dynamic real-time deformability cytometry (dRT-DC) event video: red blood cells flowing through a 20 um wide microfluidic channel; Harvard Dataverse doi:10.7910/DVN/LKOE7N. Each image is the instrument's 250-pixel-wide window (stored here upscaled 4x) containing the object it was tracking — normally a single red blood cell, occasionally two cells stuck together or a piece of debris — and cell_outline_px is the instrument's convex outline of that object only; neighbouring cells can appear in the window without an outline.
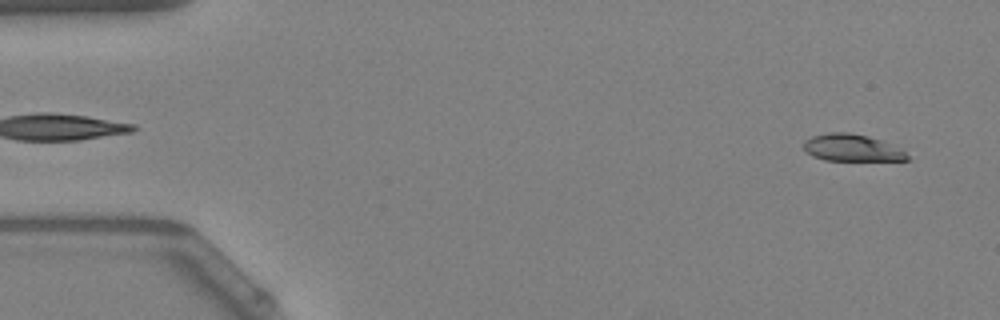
{"species": "Egyptian fruit bat (a non-hibernating species)", "species_latin": "Rousettus aegyptiacus", "temperature_condition": "warm", "stored_images_in_passage": 52, "camera_frame_rate_fps": 3000, "um_per_image_px": 0.085, "animal": {"sex": "female"}, "frame": {"image": 1, "passage_image": 3, "time_ms": 0.667, "image_size_px": [1000, 320], "cell_outline_px": [[908, 160], [824, 160], [812, 156], [804, 148], [804, 140], [812, 136], [828, 132], [848, 132], [868, 136], [880, 140], [904, 152], [908, 156]], "centroid_in_image_um": [72.34, 12.55], "position_along_channel_um": 12.7, "area_um2": 15.95}}
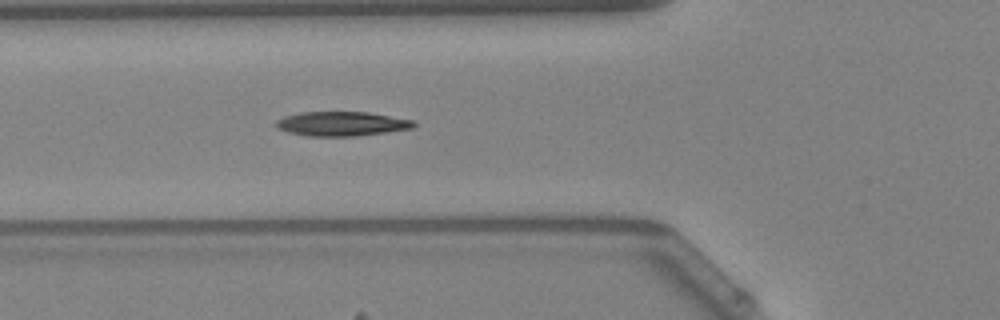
{"frame": {"image": 2, "passage_image": 19, "time_ms": 6.0, "image_size_px": [1000, 320], "cell_outline_px": [[416, 124], [412, 128], [356, 136], [308, 136], [288, 132], [276, 128], [276, 120], [284, 116], [300, 112], [368, 112], [416, 120]], "centroid_in_image_um": [29.03, 10.51], "position_along_channel_um": 96.8, "area_um2": 19.59}}
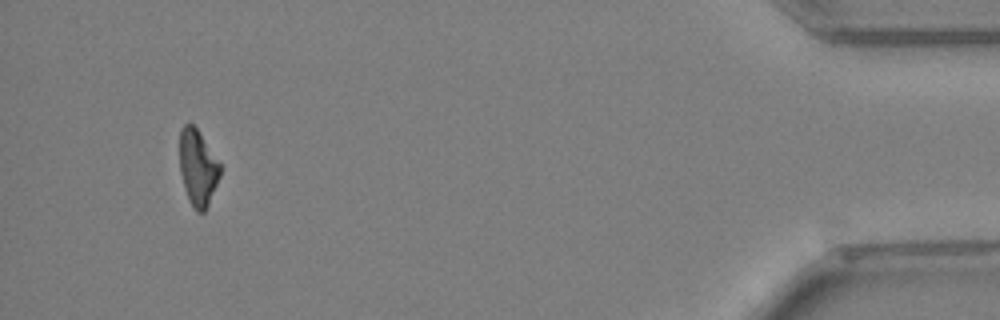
{"frame": {"image": 3, "passage_image": 49, "time_ms": 16.0, "image_size_px": [1000, 320], "cell_outline_px": [[220, 176], [208, 204], [204, 212], [196, 212], [188, 200], [180, 172], [180, 128], [184, 124], [192, 124], [196, 128], [220, 164]], "centroid_in_image_um": [16.79, 14.27], "position_along_channel_um": 418.4, "area_um2": 17.63}, "authors_computed_cell_mechanics": {"area_um2": 18.8717, "velocity_mm_per_s": 3.9502, "shape_relaxation_time_tau1_ms": 10.4348, "shape_relaxation_time_tau2_ms": 6.8374, "deformation_change_tau1": 0.2488, "deformation_change_tau2": 0.1541}}